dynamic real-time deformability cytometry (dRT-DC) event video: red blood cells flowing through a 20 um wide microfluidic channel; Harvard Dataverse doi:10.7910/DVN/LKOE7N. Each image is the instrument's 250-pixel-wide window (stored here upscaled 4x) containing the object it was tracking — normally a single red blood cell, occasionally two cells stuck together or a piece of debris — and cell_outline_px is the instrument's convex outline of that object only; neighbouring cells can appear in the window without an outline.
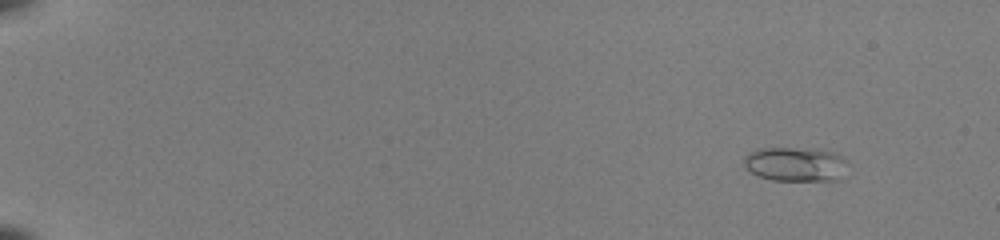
{"species": "common noctule bat (a hibernating species)", "species_latin": "Nyctalus noctula", "temperature_condition": "room temperature", "stored_images_in_passage": 53, "camera_frame_rate_fps": 3000, "um_per_image_px": 0.085, "animal": {"sex": "female", "body_mass_g": 22.0, "forearm_length_mm": 56.7}, "frame": {"image": 1, "passage_image": 6, "time_ms": 1.667, "image_size_px": [1000, 240], "cell_outline_px": [[844, 160], [840, 180], [772, 180], [756, 176], [748, 172], [744, 168], [744, 156], [748, 152], [756, 148], [816, 148], [836, 152], [844, 156]], "centroid_in_image_um": [67.53, 13.94], "position_along_channel_um": 17.5, "area_um2": 21.04}}
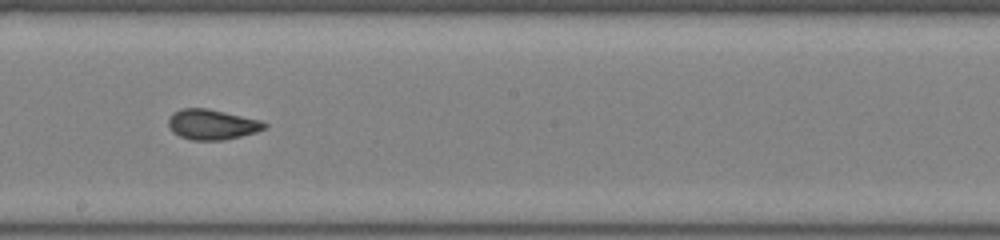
{"frame": {"image": 2, "passage_image": 33, "time_ms": 10.667, "image_size_px": [1000, 240], "cell_outline_px": [[268, 128], [256, 132], [224, 140], [192, 140], [180, 136], [172, 132], [168, 124], [168, 120], [172, 112], [180, 108], [208, 108], [260, 120], [268, 124]], "centroid_in_image_um": [18.02, 10.57], "position_along_channel_um": 230.2, "area_um2": 17.05}}
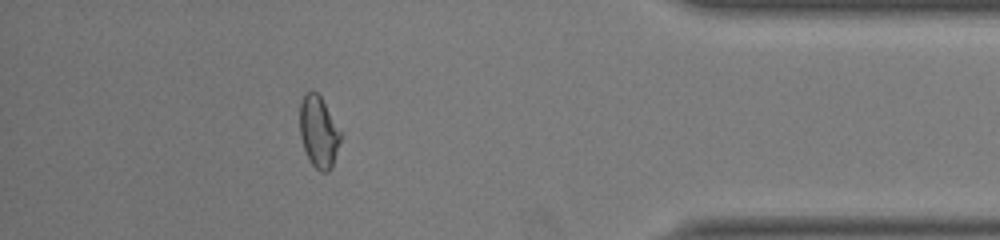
{"frame": {"image": 3, "passage_image": 48, "time_ms": 15.667, "image_size_px": [1000, 240], "cell_outline_px": [[340, 140], [332, 168], [328, 172], [320, 172], [308, 160], [300, 136], [300, 104], [304, 92], [312, 88], [320, 96], [340, 132]], "centroid_in_image_um": [27.05, 11.2], "position_along_channel_um": 408.2, "area_um2": 16.88}, "authors_computed_cell_mechanics": {"area_um2": 17.2822, "velocity_mm_per_s": 4.1046, "shape_relaxation_time_tau1_ms": null, "shape_relaxation_time_tau2_ms": 0.7747, "deformation_change_tau1": null, "deformation_change_tau2": 0.0518}}